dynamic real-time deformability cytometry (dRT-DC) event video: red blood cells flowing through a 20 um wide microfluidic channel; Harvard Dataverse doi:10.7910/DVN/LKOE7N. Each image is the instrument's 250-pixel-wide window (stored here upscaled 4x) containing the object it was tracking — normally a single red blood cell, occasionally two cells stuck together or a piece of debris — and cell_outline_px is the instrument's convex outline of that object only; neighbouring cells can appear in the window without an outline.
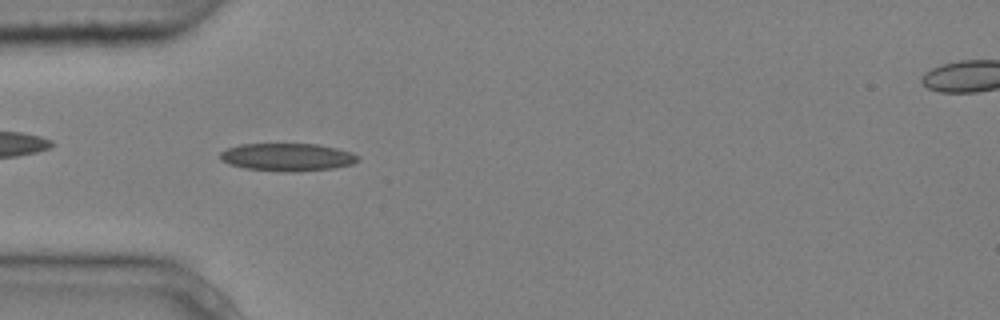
{"species": "common noctule bat (a hibernating species)", "species_latin": "Nyctalus noctula", "temperature_condition": "cold", "stored_images_in_passage": 2, "camera_frame_rate_fps": 3000, "um_per_image_px": 0.085, "animal": {"sex": "male", "body_mass_g": 20.4}, "frame": {"image": 1, "passage_image": 1, "time_ms": 0.0, "image_size_px": [1000, 320], "cell_outline_px": [[360, 160], [352, 164], [332, 168], [296, 172], [292, 172], [244, 168], [220, 160], [220, 152], [228, 148], [240, 144], [316, 144], [336, 148], [352, 152], [360, 156]], "centroid_in_image_um": [24.46, 13.35], "position_along_channel_um": 60.5, "area_um2": 22.2}}
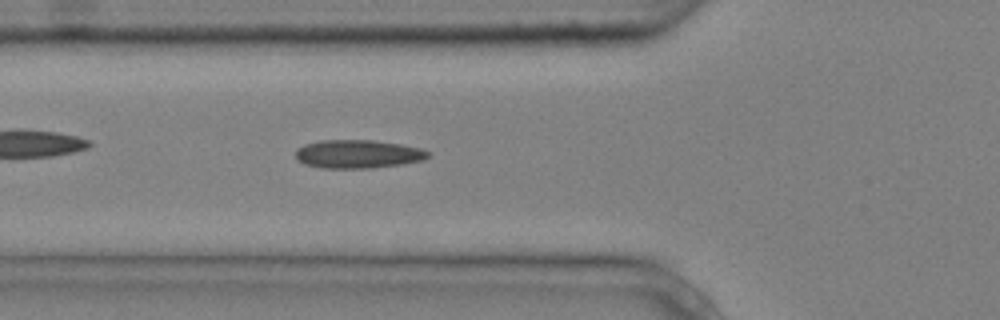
{"frame": {"image": 2, "passage_image": 2, "time_ms": 0.333, "image_size_px": [1000, 320], "cell_outline_px": [[432, 152], [424, 160], [400, 164], [368, 168], [320, 168], [304, 164], [296, 156], [296, 148], [304, 144], [320, 140], [372, 140], [400, 144], [420, 148]], "centroid_in_image_um": [30.41, 13.09], "position_along_channel_um": 95.4, "area_um2": 21.91}}